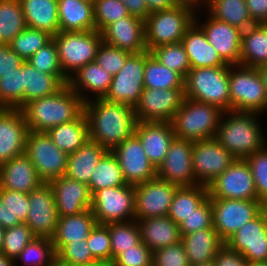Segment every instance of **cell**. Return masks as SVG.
I'll return each instance as SVG.
<instances>
[{"label":"cell","instance_id":"24","mask_svg":"<svg viewBox=\"0 0 267 266\" xmlns=\"http://www.w3.org/2000/svg\"><path fill=\"white\" fill-rule=\"evenodd\" d=\"M102 39L113 47L130 53L147 51L145 43V22L129 15L109 24L102 32Z\"/></svg>","mask_w":267,"mask_h":266},{"label":"cell","instance_id":"41","mask_svg":"<svg viewBox=\"0 0 267 266\" xmlns=\"http://www.w3.org/2000/svg\"><path fill=\"white\" fill-rule=\"evenodd\" d=\"M144 88H184V78L145 51Z\"/></svg>","mask_w":267,"mask_h":266},{"label":"cell","instance_id":"5","mask_svg":"<svg viewBox=\"0 0 267 266\" xmlns=\"http://www.w3.org/2000/svg\"><path fill=\"white\" fill-rule=\"evenodd\" d=\"M185 98L230 111L229 66L191 68L184 79Z\"/></svg>","mask_w":267,"mask_h":266},{"label":"cell","instance_id":"54","mask_svg":"<svg viewBox=\"0 0 267 266\" xmlns=\"http://www.w3.org/2000/svg\"><path fill=\"white\" fill-rule=\"evenodd\" d=\"M56 257L65 263L79 266H102L93 256L88 247L87 239L66 244Z\"/></svg>","mask_w":267,"mask_h":266},{"label":"cell","instance_id":"1","mask_svg":"<svg viewBox=\"0 0 267 266\" xmlns=\"http://www.w3.org/2000/svg\"><path fill=\"white\" fill-rule=\"evenodd\" d=\"M94 99L84 102L89 139L111 151L135 133L134 108L104 98Z\"/></svg>","mask_w":267,"mask_h":266},{"label":"cell","instance_id":"22","mask_svg":"<svg viewBox=\"0 0 267 266\" xmlns=\"http://www.w3.org/2000/svg\"><path fill=\"white\" fill-rule=\"evenodd\" d=\"M197 18L195 15V21L205 32L208 43L216 49L221 58L229 65H239L243 31L211 15L203 25L198 23Z\"/></svg>","mask_w":267,"mask_h":266},{"label":"cell","instance_id":"15","mask_svg":"<svg viewBox=\"0 0 267 266\" xmlns=\"http://www.w3.org/2000/svg\"><path fill=\"white\" fill-rule=\"evenodd\" d=\"M210 198L258 200L249 164L237 159L208 186Z\"/></svg>","mask_w":267,"mask_h":266},{"label":"cell","instance_id":"33","mask_svg":"<svg viewBox=\"0 0 267 266\" xmlns=\"http://www.w3.org/2000/svg\"><path fill=\"white\" fill-rule=\"evenodd\" d=\"M107 152L102 145L89 139L78 150L68 154L65 175L88 185L95 167Z\"/></svg>","mask_w":267,"mask_h":266},{"label":"cell","instance_id":"51","mask_svg":"<svg viewBox=\"0 0 267 266\" xmlns=\"http://www.w3.org/2000/svg\"><path fill=\"white\" fill-rule=\"evenodd\" d=\"M92 256L102 265L112 264V250L109 228L107 224H96L87 237Z\"/></svg>","mask_w":267,"mask_h":266},{"label":"cell","instance_id":"60","mask_svg":"<svg viewBox=\"0 0 267 266\" xmlns=\"http://www.w3.org/2000/svg\"><path fill=\"white\" fill-rule=\"evenodd\" d=\"M215 266H248L249 262L239 252L224 245L214 258Z\"/></svg>","mask_w":267,"mask_h":266},{"label":"cell","instance_id":"50","mask_svg":"<svg viewBox=\"0 0 267 266\" xmlns=\"http://www.w3.org/2000/svg\"><path fill=\"white\" fill-rule=\"evenodd\" d=\"M34 238L36 236L26 223H20L19 225L5 229L3 245L0 252L11 259H15Z\"/></svg>","mask_w":267,"mask_h":266},{"label":"cell","instance_id":"19","mask_svg":"<svg viewBox=\"0 0 267 266\" xmlns=\"http://www.w3.org/2000/svg\"><path fill=\"white\" fill-rule=\"evenodd\" d=\"M192 149L193 141L175 137L157 169V177L178 187L196 185Z\"/></svg>","mask_w":267,"mask_h":266},{"label":"cell","instance_id":"67","mask_svg":"<svg viewBox=\"0 0 267 266\" xmlns=\"http://www.w3.org/2000/svg\"><path fill=\"white\" fill-rule=\"evenodd\" d=\"M52 266H79V265H73V264L65 263L62 260L55 257V259L52 263Z\"/></svg>","mask_w":267,"mask_h":266},{"label":"cell","instance_id":"6","mask_svg":"<svg viewBox=\"0 0 267 266\" xmlns=\"http://www.w3.org/2000/svg\"><path fill=\"white\" fill-rule=\"evenodd\" d=\"M229 91L230 111L257 113L259 116L267 110V87L257 68L230 65Z\"/></svg>","mask_w":267,"mask_h":266},{"label":"cell","instance_id":"8","mask_svg":"<svg viewBox=\"0 0 267 266\" xmlns=\"http://www.w3.org/2000/svg\"><path fill=\"white\" fill-rule=\"evenodd\" d=\"M56 44L63 74L69 78L84 65L93 62L103 42L97 30L59 32L52 38Z\"/></svg>","mask_w":267,"mask_h":266},{"label":"cell","instance_id":"55","mask_svg":"<svg viewBox=\"0 0 267 266\" xmlns=\"http://www.w3.org/2000/svg\"><path fill=\"white\" fill-rule=\"evenodd\" d=\"M212 227V205L209 196L179 224L181 236Z\"/></svg>","mask_w":267,"mask_h":266},{"label":"cell","instance_id":"44","mask_svg":"<svg viewBox=\"0 0 267 266\" xmlns=\"http://www.w3.org/2000/svg\"><path fill=\"white\" fill-rule=\"evenodd\" d=\"M24 107V71L22 67L0 77V108Z\"/></svg>","mask_w":267,"mask_h":266},{"label":"cell","instance_id":"53","mask_svg":"<svg viewBox=\"0 0 267 266\" xmlns=\"http://www.w3.org/2000/svg\"><path fill=\"white\" fill-rule=\"evenodd\" d=\"M29 64L45 74L64 75L58 58L57 47L52 39L28 60Z\"/></svg>","mask_w":267,"mask_h":266},{"label":"cell","instance_id":"66","mask_svg":"<svg viewBox=\"0 0 267 266\" xmlns=\"http://www.w3.org/2000/svg\"><path fill=\"white\" fill-rule=\"evenodd\" d=\"M258 70L263 78V82L265 86L267 87V64L259 67Z\"/></svg>","mask_w":267,"mask_h":266},{"label":"cell","instance_id":"14","mask_svg":"<svg viewBox=\"0 0 267 266\" xmlns=\"http://www.w3.org/2000/svg\"><path fill=\"white\" fill-rule=\"evenodd\" d=\"M192 157L196 185L207 187L237 160L215 137L194 141Z\"/></svg>","mask_w":267,"mask_h":266},{"label":"cell","instance_id":"35","mask_svg":"<svg viewBox=\"0 0 267 266\" xmlns=\"http://www.w3.org/2000/svg\"><path fill=\"white\" fill-rule=\"evenodd\" d=\"M21 67L24 71V106L32 100L55 94L68 83L65 75L45 74L32 67L27 60Z\"/></svg>","mask_w":267,"mask_h":266},{"label":"cell","instance_id":"56","mask_svg":"<svg viewBox=\"0 0 267 266\" xmlns=\"http://www.w3.org/2000/svg\"><path fill=\"white\" fill-rule=\"evenodd\" d=\"M131 54L132 53L128 51L102 42L94 61L103 67L109 74L115 76L124 67L127 58Z\"/></svg>","mask_w":267,"mask_h":266},{"label":"cell","instance_id":"61","mask_svg":"<svg viewBox=\"0 0 267 266\" xmlns=\"http://www.w3.org/2000/svg\"><path fill=\"white\" fill-rule=\"evenodd\" d=\"M245 3L254 24L267 23V0H245Z\"/></svg>","mask_w":267,"mask_h":266},{"label":"cell","instance_id":"13","mask_svg":"<svg viewBox=\"0 0 267 266\" xmlns=\"http://www.w3.org/2000/svg\"><path fill=\"white\" fill-rule=\"evenodd\" d=\"M184 99V88H144L134 108L137 122H171Z\"/></svg>","mask_w":267,"mask_h":266},{"label":"cell","instance_id":"58","mask_svg":"<svg viewBox=\"0 0 267 266\" xmlns=\"http://www.w3.org/2000/svg\"><path fill=\"white\" fill-rule=\"evenodd\" d=\"M153 252L142 242L124 250L110 266H152Z\"/></svg>","mask_w":267,"mask_h":266},{"label":"cell","instance_id":"17","mask_svg":"<svg viewBox=\"0 0 267 266\" xmlns=\"http://www.w3.org/2000/svg\"><path fill=\"white\" fill-rule=\"evenodd\" d=\"M177 188L157 176L134 185L135 220L167 216Z\"/></svg>","mask_w":267,"mask_h":266},{"label":"cell","instance_id":"31","mask_svg":"<svg viewBox=\"0 0 267 266\" xmlns=\"http://www.w3.org/2000/svg\"><path fill=\"white\" fill-rule=\"evenodd\" d=\"M61 32L96 30L93 2L87 0H58Z\"/></svg>","mask_w":267,"mask_h":266},{"label":"cell","instance_id":"63","mask_svg":"<svg viewBox=\"0 0 267 266\" xmlns=\"http://www.w3.org/2000/svg\"><path fill=\"white\" fill-rule=\"evenodd\" d=\"M148 8V13L163 11L173 8L177 5L174 0H144Z\"/></svg>","mask_w":267,"mask_h":266},{"label":"cell","instance_id":"3","mask_svg":"<svg viewBox=\"0 0 267 266\" xmlns=\"http://www.w3.org/2000/svg\"><path fill=\"white\" fill-rule=\"evenodd\" d=\"M224 114L228 118L222 115L225 120L221 118L215 138L236 159H245L266 145L257 113L225 111Z\"/></svg>","mask_w":267,"mask_h":266},{"label":"cell","instance_id":"57","mask_svg":"<svg viewBox=\"0 0 267 266\" xmlns=\"http://www.w3.org/2000/svg\"><path fill=\"white\" fill-rule=\"evenodd\" d=\"M152 266H190L182 242L155 250Z\"/></svg>","mask_w":267,"mask_h":266},{"label":"cell","instance_id":"20","mask_svg":"<svg viewBox=\"0 0 267 266\" xmlns=\"http://www.w3.org/2000/svg\"><path fill=\"white\" fill-rule=\"evenodd\" d=\"M26 224L36 237L52 239L56 233L58 214L54 193L49 183H42L29 193Z\"/></svg>","mask_w":267,"mask_h":266},{"label":"cell","instance_id":"62","mask_svg":"<svg viewBox=\"0 0 267 266\" xmlns=\"http://www.w3.org/2000/svg\"><path fill=\"white\" fill-rule=\"evenodd\" d=\"M126 6L128 13L145 20L148 13V8L144 0H121Z\"/></svg>","mask_w":267,"mask_h":266},{"label":"cell","instance_id":"43","mask_svg":"<svg viewBox=\"0 0 267 266\" xmlns=\"http://www.w3.org/2000/svg\"><path fill=\"white\" fill-rule=\"evenodd\" d=\"M26 27L20 1L0 0V44H10Z\"/></svg>","mask_w":267,"mask_h":266},{"label":"cell","instance_id":"26","mask_svg":"<svg viewBox=\"0 0 267 266\" xmlns=\"http://www.w3.org/2000/svg\"><path fill=\"white\" fill-rule=\"evenodd\" d=\"M43 182L24 153L0 165V187L29 194Z\"/></svg>","mask_w":267,"mask_h":266},{"label":"cell","instance_id":"39","mask_svg":"<svg viewBox=\"0 0 267 266\" xmlns=\"http://www.w3.org/2000/svg\"><path fill=\"white\" fill-rule=\"evenodd\" d=\"M208 196V187L204 185L178 187L175 191L167 216L179 225L185 218L192 214L194 209Z\"/></svg>","mask_w":267,"mask_h":266},{"label":"cell","instance_id":"21","mask_svg":"<svg viewBox=\"0 0 267 266\" xmlns=\"http://www.w3.org/2000/svg\"><path fill=\"white\" fill-rule=\"evenodd\" d=\"M28 133L22 110L0 108V165L25 153Z\"/></svg>","mask_w":267,"mask_h":266},{"label":"cell","instance_id":"7","mask_svg":"<svg viewBox=\"0 0 267 266\" xmlns=\"http://www.w3.org/2000/svg\"><path fill=\"white\" fill-rule=\"evenodd\" d=\"M195 10L185 5L151 13L145 22V43L151 52L161 45L180 43L195 21Z\"/></svg>","mask_w":267,"mask_h":266},{"label":"cell","instance_id":"49","mask_svg":"<svg viewBox=\"0 0 267 266\" xmlns=\"http://www.w3.org/2000/svg\"><path fill=\"white\" fill-rule=\"evenodd\" d=\"M93 11L96 30L100 33L109 24L130 15L121 0H94Z\"/></svg>","mask_w":267,"mask_h":266},{"label":"cell","instance_id":"37","mask_svg":"<svg viewBox=\"0 0 267 266\" xmlns=\"http://www.w3.org/2000/svg\"><path fill=\"white\" fill-rule=\"evenodd\" d=\"M46 133L62 151L67 154L75 152L89 140L88 120L85 112L71 122L50 128Z\"/></svg>","mask_w":267,"mask_h":266},{"label":"cell","instance_id":"68","mask_svg":"<svg viewBox=\"0 0 267 266\" xmlns=\"http://www.w3.org/2000/svg\"><path fill=\"white\" fill-rule=\"evenodd\" d=\"M4 232H5V229L0 226V249L3 245Z\"/></svg>","mask_w":267,"mask_h":266},{"label":"cell","instance_id":"46","mask_svg":"<svg viewBox=\"0 0 267 266\" xmlns=\"http://www.w3.org/2000/svg\"><path fill=\"white\" fill-rule=\"evenodd\" d=\"M56 257L52 239L36 237L14 259V266L18 260L27 266H52Z\"/></svg>","mask_w":267,"mask_h":266},{"label":"cell","instance_id":"36","mask_svg":"<svg viewBox=\"0 0 267 266\" xmlns=\"http://www.w3.org/2000/svg\"><path fill=\"white\" fill-rule=\"evenodd\" d=\"M267 64V23L253 24L242 32L240 64L259 68Z\"/></svg>","mask_w":267,"mask_h":266},{"label":"cell","instance_id":"4","mask_svg":"<svg viewBox=\"0 0 267 266\" xmlns=\"http://www.w3.org/2000/svg\"><path fill=\"white\" fill-rule=\"evenodd\" d=\"M222 115L216 105L185 98L170 123L177 138L194 142L214 138Z\"/></svg>","mask_w":267,"mask_h":266},{"label":"cell","instance_id":"16","mask_svg":"<svg viewBox=\"0 0 267 266\" xmlns=\"http://www.w3.org/2000/svg\"><path fill=\"white\" fill-rule=\"evenodd\" d=\"M225 245L249 263L267 261V206L229 237Z\"/></svg>","mask_w":267,"mask_h":266},{"label":"cell","instance_id":"11","mask_svg":"<svg viewBox=\"0 0 267 266\" xmlns=\"http://www.w3.org/2000/svg\"><path fill=\"white\" fill-rule=\"evenodd\" d=\"M210 201L213 228L224 242L266 207L259 200L210 198Z\"/></svg>","mask_w":267,"mask_h":266},{"label":"cell","instance_id":"30","mask_svg":"<svg viewBox=\"0 0 267 266\" xmlns=\"http://www.w3.org/2000/svg\"><path fill=\"white\" fill-rule=\"evenodd\" d=\"M190 266L213 261L225 245L218 232L212 227L181 236Z\"/></svg>","mask_w":267,"mask_h":266},{"label":"cell","instance_id":"27","mask_svg":"<svg viewBox=\"0 0 267 266\" xmlns=\"http://www.w3.org/2000/svg\"><path fill=\"white\" fill-rule=\"evenodd\" d=\"M181 43L184 45L191 68L230 66L208 43L205 32L196 21L186 30Z\"/></svg>","mask_w":267,"mask_h":266},{"label":"cell","instance_id":"32","mask_svg":"<svg viewBox=\"0 0 267 266\" xmlns=\"http://www.w3.org/2000/svg\"><path fill=\"white\" fill-rule=\"evenodd\" d=\"M96 224L92 209L75 215L59 217L56 233L52 238L55 253L57 254L70 242L87 239Z\"/></svg>","mask_w":267,"mask_h":266},{"label":"cell","instance_id":"59","mask_svg":"<svg viewBox=\"0 0 267 266\" xmlns=\"http://www.w3.org/2000/svg\"><path fill=\"white\" fill-rule=\"evenodd\" d=\"M24 61L9 44H0V77L20 67Z\"/></svg>","mask_w":267,"mask_h":266},{"label":"cell","instance_id":"29","mask_svg":"<svg viewBox=\"0 0 267 266\" xmlns=\"http://www.w3.org/2000/svg\"><path fill=\"white\" fill-rule=\"evenodd\" d=\"M141 242L152 252L181 241L179 225L168 216L137 220Z\"/></svg>","mask_w":267,"mask_h":266},{"label":"cell","instance_id":"25","mask_svg":"<svg viewBox=\"0 0 267 266\" xmlns=\"http://www.w3.org/2000/svg\"><path fill=\"white\" fill-rule=\"evenodd\" d=\"M135 134L140 139L150 163L157 170L176 137L170 122H137Z\"/></svg>","mask_w":267,"mask_h":266},{"label":"cell","instance_id":"23","mask_svg":"<svg viewBox=\"0 0 267 266\" xmlns=\"http://www.w3.org/2000/svg\"><path fill=\"white\" fill-rule=\"evenodd\" d=\"M59 217L70 216L91 209L92 194L89 186L66 175L49 182Z\"/></svg>","mask_w":267,"mask_h":266},{"label":"cell","instance_id":"2","mask_svg":"<svg viewBox=\"0 0 267 266\" xmlns=\"http://www.w3.org/2000/svg\"><path fill=\"white\" fill-rule=\"evenodd\" d=\"M21 110L29 131L47 132L77 119L84 112V101L65 84L55 94L32 100Z\"/></svg>","mask_w":267,"mask_h":266},{"label":"cell","instance_id":"34","mask_svg":"<svg viewBox=\"0 0 267 266\" xmlns=\"http://www.w3.org/2000/svg\"><path fill=\"white\" fill-rule=\"evenodd\" d=\"M26 26L55 36L60 32L58 0H19Z\"/></svg>","mask_w":267,"mask_h":266},{"label":"cell","instance_id":"70","mask_svg":"<svg viewBox=\"0 0 267 266\" xmlns=\"http://www.w3.org/2000/svg\"><path fill=\"white\" fill-rule=\"evenodd\" d=\"M194 266H215V263H214V260H213V261H210V262H207V263H201V264H197V265H194Z\"/></svg>","mask_w":267,"mask_h":266},{"label":"cell","instance_id":"64","mask_svg":"<svg viewBox=\"0 0 267 266\" xmlns=\"http://www.w3.org/2000/svg\"><path fill=\"white\" fill-rule=\"evenodd\" d=\"M204 1V2H203ZM174 2L177 4V5H185V6H188L190 8H193L195 11L196 9L198 8V6L200 4H206L207 5V0H174Z\"/></svg>","mask_w":267,"mask_h":266},{"label":"cell","instance_id":"18","mask_svg":"<svg viewBox=\"0 0 267 266\" xmlns=\"http://www.w3.org/2000/svg\"><path fill=\"white\" fill-rule=\"evenodd\" d=\"M111 152L116 157L127 184L137 185L157 176V170L150 163L143 145L135 133Z\"/></svg>","mask_w":267,"mask_h":266},{"label":"cell","instance_id":"47","mask_svg":"<svg viewBox=\"0 0 267 266\" xmlns=\"http://www.w3.org/2000/svg\"><path fill=\"white\" fill-rule=\"evenodd\" d=\"M53 36L48 32L26 27L9 44L22 59L28 60L40 48L52 40Z\"/></svg>","mask_w":267,"mask_h":266},{"label":"cell","instance_id":"10","mask_svg":"<svg viewBox=\"0 0 267 266\" xmlns=\"http://www.w3.org/2000/svg\"><path fill=\"white\" fill-rule=\"evenodd\" d=\"M91 209L97 224L135 220L134 185L103 188L92 195Z\"/></svg>","mask_w":267,"mask_h":266},{"label":"cell","instance_id":"38","mask_svg":"<svg viewBox=\"0 0 267 266\" xmlns=\"http://www.w3.org/2000/svg\"><path fill=\"white\" fill-rule=\"evenodd\" d=\"M29 206V194L0 187V226L8 229L25 223Z\"/></svg>","mask_w":267,"mask_h":266},{"label":"cell","instance_id":"40","mask_svg":"<svg viewBox=\"0 0 267 266\" xmlns=\"http://www.w3.org/2000/svg\"><path fill=\"white\" fill-rule=\"evenodd\" d=\"M206 6L213 18L242 31L254 24L249 16L245 0H207Z\"/></svg>","mask_w":267,"mask_h":266},{"label":"cell","instance_id":"9","mask_svg":"<svg viewBox=\"0 0 267 266\" xmlns=\"http://www.w3.org/2000/svg\"><path fill=\"white\" fill-rule=\"evenodd\" d=\"M25 154L44 183L64 176L68 154L59 149L46 132L29 131Z\"/></svg>","mask_w":267,"mask_h":266},{"label":"cell","instance_id":"65","mask_svg":"<svg viewBox=\"0 0 267 266\" xmlns=\"http://www.w3.org/2000/svg\"><path fill=\"white\" fill-rule=\"evenodd\" d=\"M0 266H14V259L7 257L0 252Z\"/></svg>","mask_w":267,"mask_h":266},{"label":"cell","instance_id":"48","mask_svg":"<svg viewBox=\"0 0 267 266\" xmlns=\"http://www.w3.org/2000/svg\"><path fill=\"white\" fill-rule=\"evenodd\" d=\"M161 64L179 73L184 79L191 69L184 45L180 43L161 45L150 52Z\"/></svg>","mask_w":267,"mask_h":266},{"label":"cell","instance_id":"28","mask_svg":"<svg viewBox=\"0 0 267 266\" xmlns=\"http://www.w3.org/2000/svg\"><path fill=\"white\" fill-rule=\"evenodd\" d=\"M113 76L95 61L90 62L68 78V86L75 91L84 102L89 96L86 92L94 93L95 98H104L109 91Z\"/></svg>","mask_w":267,"mask_h":266},{"label":"cell","instance_id":"52","mask_svg":"<svg viewBox=\"0 0 267 266\" xmlns=\"http://www.w3.org/2000/svg\"><path fill=\"white\" fill-rule=\"evenodd\" d=\"M254 180L257 199L267 206V144L245 158Z\"/></svg>","mask_w":267,"mask_h":266},{"label":"cell","instance_id":"45","mask_svg":"<svg viewBox=\"0 0 267 266\" xmlns=\"http://www.w3.org/2000/svg\"><path fill=\"white\" fill-rule=\"evenodd\" d=\"M111 239L112 262L124 250L141 242L137 220L108 223Z\"/></svg>","mask_w":267,"mask_h":266},{"label":"cell","instance_id":"12","mask_svg":"<svg viewBox=\"0 0 267 266\" xmlns=\"http://www.w3.org/2000/svg\"><path fill=\"white\" fill-rule=\"evenodd\" d=\"M145 51L132 53L124 67L112 78L105 100L135 108L144 89Z\"/></svg>","mask_w":267,"mask_h":266},{"label":"cell","instance_id":"69","mask_svg":"<svg viewBox=\"0 0 267 266\" xmlns=\"http://www.w3.org/2000/svg\"><path fill=\"white\" fill-rule=\"evenodd\" d=\"M248 266H267V261H265V262H252V263H249Z\"/></svg>","mask_w":267,"mask_h":266},{"label":"cell","instance_id":"42","mask_svg":"<svg viewBox=\"0 0 267 266\" xmlns=\"http://www.w3.org/2000/svg\"><path fill=\"white\" fill-rule=\"evenodd\" d=\"M122 170L116 157L108 151L95 167L88 183L91 194L103 188L126 185Z\"/></svg>","mask_w":267,"mask_h":266}]
</instances>
